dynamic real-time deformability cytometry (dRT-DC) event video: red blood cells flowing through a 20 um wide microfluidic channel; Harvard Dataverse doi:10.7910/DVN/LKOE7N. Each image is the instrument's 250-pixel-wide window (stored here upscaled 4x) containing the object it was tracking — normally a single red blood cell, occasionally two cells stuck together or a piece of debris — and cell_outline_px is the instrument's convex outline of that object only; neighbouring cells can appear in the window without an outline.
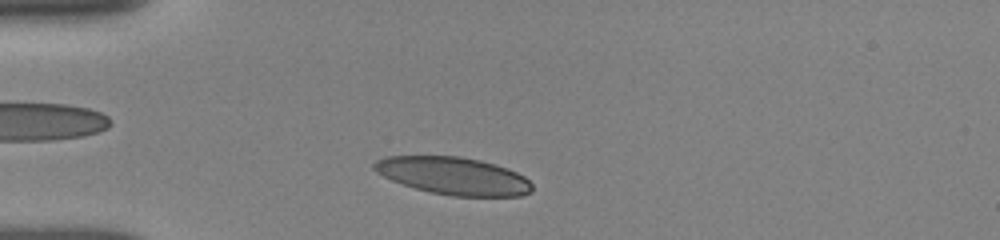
{"species": "human", "species_latin": "Homo sapiens", "temperature_condition": "room temperature", "stored_images_in_passage": 37, "camera_frame_rate_fps": 3000, "um_per_image_px": 0.085, "donor": {"sex": "female"}, "frame": {"image": 1, "passage_image": 4, "time_ms": 1.0, "image_size_px": [1000, 240], "cell_outline_px": [[532, 192], [520, 196], [452, 196], [432, 192], [416, 188], [392, 180], [376, 172], [372, 168], [372, 164], [376, 160], [384, 156], [460, 156], [480, 160], [516, 172], [524, 176], [532, 184]], "centroid_in_image_um": [38.52, 14.94], "position_along_channel_um": 46.5, "area_um2": 34.33}}
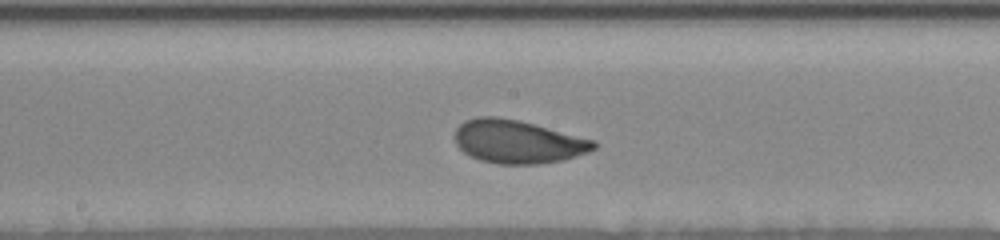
{"frame": {"image": 2, "passage_image": 18, "time_ms": 5.667, "image_size_px": [1000, 240], "cell_outline_px": [[596, 148], [588, 152], [564, 160], [536, 164], [500, 164], [480, 160], [464, 152], [456, 144], [456, 128], [464, 120], [480, 116], [496, 116], [520, 120], [596, 140]], "centroid_in_image_um": [44.03, 12.03], "position_along_channel_um": 204.2, "area_um2": 35.08}}
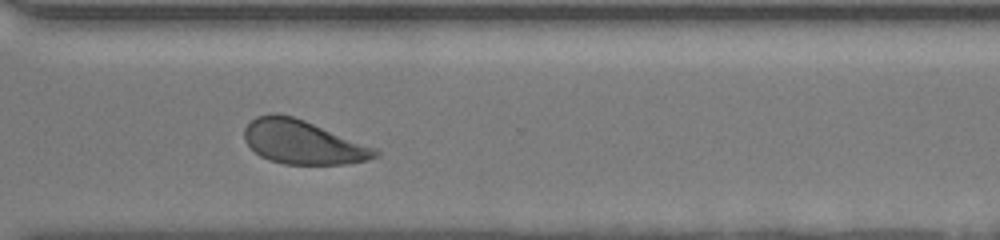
{"frame": {"image": 3, "passage_image": 29, "time_ms": 9.333, "image_size_px": [1000, 240], "cell_outline_px": [[380, 156], [368, 160], [344, 164], [284, 164], [268, 160], [260, 156], [244, 140], [244, 128], [256, 116], [272, 112], [276, 112], [292, 116], [304, 120], [376, 148], [380, 152]], "centroid_in_image_um": [25.73, 12.08], "position_along_channel_um": 344.9, "area_um2": 33.41}, "authors_computed_cell_mechanics": {"area_um2": 34.4488, "velocity_mm_per_s": 3.8454, "shape_relaxation_time_tau1_ms": 3.1189, "shape_relaxation_time_tau2_ms": 1.211, "deformation_change_tau1": 0.136, "deformation_change_tau2": 0.0707}}